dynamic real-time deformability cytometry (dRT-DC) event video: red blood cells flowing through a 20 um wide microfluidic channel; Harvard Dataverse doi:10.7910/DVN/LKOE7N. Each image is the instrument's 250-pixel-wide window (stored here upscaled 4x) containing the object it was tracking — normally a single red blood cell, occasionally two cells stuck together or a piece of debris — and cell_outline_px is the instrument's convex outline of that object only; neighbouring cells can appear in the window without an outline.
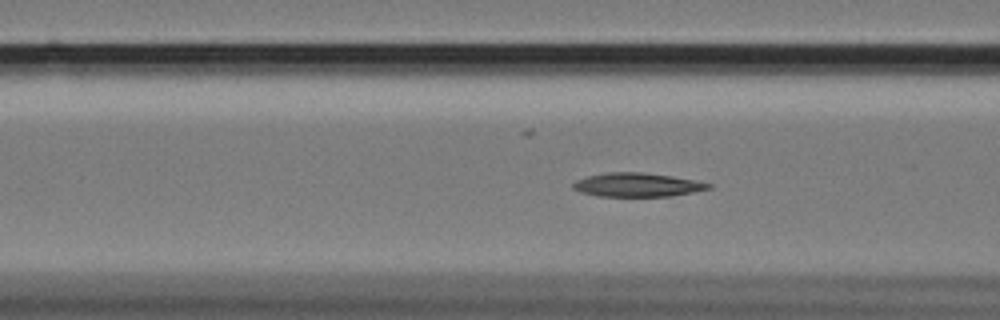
{"species": "Egyptian fruit bat (a non-hibernating species)", "species_latin": "Rousettus aegyptiacus", "temperature_condition": "cold", "stored_images_in_passage": 59, "camera_frame_rate_fps": 3000, "um_per_image_px": 0.085, "animal": {"sex": "female"}, "frame": {"image": 1, "passage_image": 22, "time_ms": 7.0, "image_size_px": [1000, 320], "cell_outline_px": [[712, 188], [672, 196], [596, 196], [580, 192], [572, 188], [572, 184], [576, 180], [588, 176], [612, 172], [640, 172], [672, 176], [712, 184]], "centroid_in_image_um": [54.14, 15.72], "position_along_channel_um": 112.5, "area_um2": 18.61}}
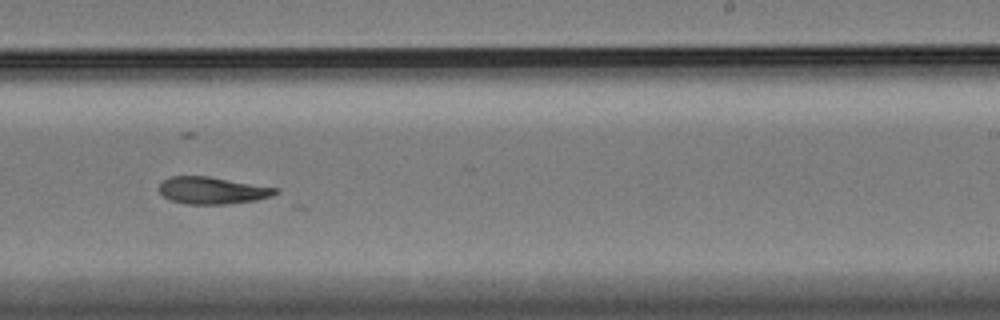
{"frame": {"image": 2, "passage_image": 36, "time_ms": 11.667, "image_size_px": [1000, 320], "cell_outline_px": [[280, 192], [272, 196], [256, 200], [228, 204], [184, 204], [172, 200], [164, 196], [160, 192], [160, 184], [164, 180], [172, 176], [208, 176], [280, 188]], "centroid_in_image_um": [18.11, 16.19], "position_along_channel_um": 270.9, "area_um2": 18.38}}
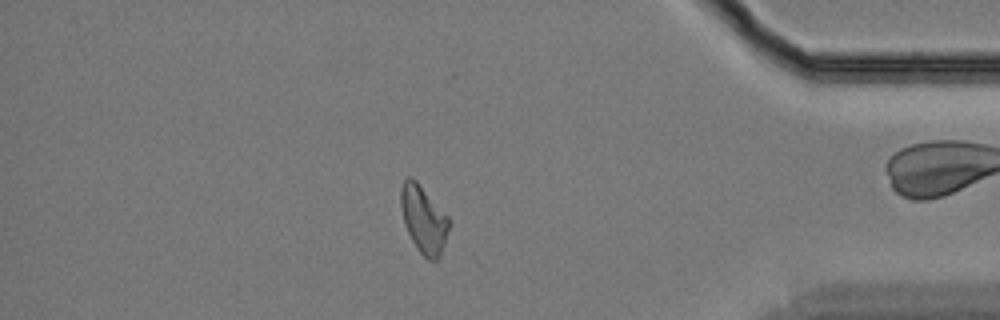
{"frame": {"image": 3, "passage_image": 50, "time_ms": 16.333, "image_size_px": [1000, 320], "cell_outline_px": [[452, 224], [440, 256], [436, 260], [428, 260], [416, 248], [404, 224], [400, 204], [400, 188], [404, 180], [408, 176], [416, 180], [448, 216]], "centroid_in_image_um": [36.02, 18.65], "position_along_channel_um": 399.2, "area_um2": 19.07}}